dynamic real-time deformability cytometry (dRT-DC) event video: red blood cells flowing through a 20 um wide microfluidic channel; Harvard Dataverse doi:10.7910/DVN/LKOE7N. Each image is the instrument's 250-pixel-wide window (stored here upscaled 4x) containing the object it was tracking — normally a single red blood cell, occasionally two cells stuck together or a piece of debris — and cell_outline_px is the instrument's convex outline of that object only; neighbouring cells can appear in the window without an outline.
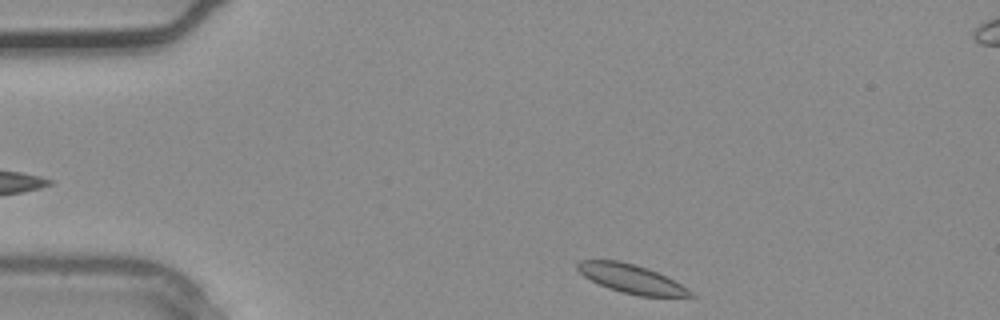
{"species": "common noctule bat (a hibernating species)", "species_latin": "Nyctalus noctula", "temperature_condition": "warm", "stored_images_in_passage": 4, "segment_of_instrument_passage": [2, 2], "camera_frame_rate_fps": 3000, "um_per_image_px": 0.085, "animal": {"sex": "male", "body_mass_g": 20.4}, "frame": {"image": 1, "passage_image": 4, "time_ms": 1.0, "image_size_px": [1000, 320], "cell_outline_px": [[696, 296], [640, 296], [608, 288], [584, 276], [576, 268], [576, 264], [580, 260], [620, 260], [636, 264], [648, 268], [688, 288]], "centroid_in_image_um": [53.63, 23.68], "position_along_channel_um": 31.4, "area_um2": 18.61}}